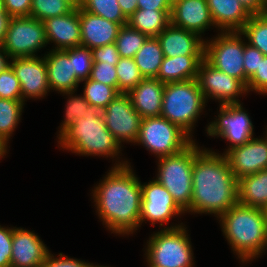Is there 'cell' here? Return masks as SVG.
I'll return each instance as SVG.
<instances>
[{"mask_svg": "<svg viewBox=\"0 0 267 267\" xmlns=\"http://www.w3.org/2000/svg\"><path fill=\"white\" fill-rule=\"evenodd\" d=\"M128 163L118 160L92 190L99 218L118 235L132 234L140 227L141 181Z\"/></svg>", "mask_w": 267, "mask_h": 267, "instance_id": "cell-1", "label": "cell"}, {"mask_svg": "<svg viewBox=\"0 0 267 267\" xmlns=\"http://www.w3.org/2000/svg\"><path fill=\"white\" fill-rule=\"evenodd\" d=\"M193 191L188 213L214 214L219 218L239 203L238 179L224 154L200 149L195 143Z\"/></svg>", "mask_w": 267, "mask_h": 267, "instance_id": "cell-2", "label": "cell"}, {"mask_svg": "<svg viewBox=\"0 0 267 267\" xmlns=\"http://www.w3.org/2000/svg\"><path fill=\"white\" fill-rule=\"evenodd\" d=\"M219 219L231 250L238 255L241 262L252 261L266 251L267 221L263 209L238 203Z\"/></svg>", "mask_w": 267, "mask_h": 267, "instance_id": "cell-3", "label": "cell"}, {"mask_svg": "<svg viewBox=\"0 0 267 267\" xmlns=\"http://www.w3.org/2000/svg\"><path fill=\"white\" fill-rule=\"evenodd\" d=\"M61 148L84 156L117 157L121 146L105 125L102 113H88L77 119L60 137Z\"/></svg>", "mask_w": 267, "mask_h": 267, "instance_id": "cell-4", "label": "cell"}, {"mask_svg": "<svg viewBox=\"0 0 267 267\" xmlns=\"http://www.w3.org/2000/svg\"><path fill=\"white\" fill-rule=\"evenodd\" d=\"M205 105L197 79L166 83L160 116L179 126L192 138L191 131Z\"/></svg>", "mask_w": 267, "mask_h": 267, "instance_id": "cell-5", "label": "cell"}, {"mask_svg": "<svg viewBox=\"0 0 267 267\" xmlns=\"http://www.w3.org/2000/svg\"><path fill=\"white\" fill-rule=\"evenodd\" d=\"M167 226L147 242L146 261L154 267H194L192 245L185 225Z\"/></svg>", "mask_w": 267, "mask_h": 267, "instance_id": "cell-6", "label": "cell"}, {"mask_svg": "<svg viewBox=\"0 0 267 267\" xmlns=\"http://www.w3.org/2000/svg\"><path fill=\"white\" fill-rule=\"evenodd\" d=\"M194 160L195 141L177 154L158 158L156 180L185 212L190 209L192 198Z\"/></svg>", "mask_w": 267, "mask_h": 267, "instance_id": "cell-7", "label": "cell"}, {"mask_svg": "<svg viewBox=\"0 0 267 267\" xmlns=\"http://www.w3.org/2000/svg\"><path fill=\"white\" fill-rule=\"evenodd\" d=\"M194 140L179 126L162 116L143 118L135 144L145 146L157 158L174 155Z\"/></svg>", "mask_w": 267, "mask_h": 267, "instance_id": "cell-8", "label": "cell"}, {"mask_svg": "<svg viewBox=\"0 0 267 267\" xmlns=\"http://www.w3.org/2000/svg\"><path fill=\"white\" fill-rule=\"evenodd\" d=\"M204 42V59L216 69L245 84L244 46L240 31L219 32Z\"/></svg>", "mask_w": 267, "mask_h": 267, "instance_id": "cell-9", "label": "cell"}, {"mask_svg": "<svg viewBox=\"0 0 267 267\" xmlns=\"http://www.w3.org/2000/svg\"><path fill=\"white\" fill-rule=\"evenodd\" d=\"M47 44L44 23L31 16L11 17L1 43L10 59L37 56Z\"/></svg>", "mask_w": 267, "mask_h": 267, "instance_id": "cell-10", "label": "cell"}, {"mask_svg": "<svg viewBox=\"0 0 267 267\" xmlns=\"http://www.w3.org/2000/svg\"><path fill=\"white\" fill-rule=\"evenodd\" d=\"M241 105H220L218 118L207 125L208 136L225 138L230 142L226 152L247 143L254 135L250 116Z\"/></svg>", "mask_w": 267, "mask_h": 267, "instance_id": "cell-11", "label": "cell"}, {"mask_svg": "<svg viewBox=\"0 0 267 267\" xmlns=\"http://www.w3.org/2000/svg\"><path fill=\"white\" fill-rule=\"evenodd\" d=\"M197 81L206 103L213 98L220 101L219 105L239 104L238 97L248 93L241 80L216 69L205 59L199 65Z\"/></svg>", "mask_w": 267, "mask_h": 267, "instance_id": "cell-12", "label": "cell"}, {"mask_svg": "<svg viewBox=\"0 0 267 267\" xmlns=\"http://www.w3.org/2000/svg\"><path fill=\"white\" fill-rule=\"evenodd\" d=\"M101 113L107 129L120 145L125 141L136 142L143 118L133 108L127 94L120 93Z\"/></svg>", "mask_w": 267, "mask_h": 267, "instance_id": "cell-13", "label": "cell"}, {"mask_svg": "<svg viewBox=\"0 0 267 267\" xmlns=\"http://www.w3.org/2000/svg\"><path fill=\"white\" fill-rule=\"evenodd\" d=\"M141 196L140 227L147 220L152 225L160 223V227L164 222L168 225L171 218L186 213L156 179L141 183Z\"/></svg>", "mask_w": 267, "mask_h": 267, "instance_id": "cell-14", "label": "cell"}, {"mask_svg": "<svg viewBox=\"0 0 267 267\" xmlns=\"http://www.w3.org/2000/svg\"><path fill=\"white\" fill-rule=\"evenodd\" d=\"M10 66L21 86L22 101L26 98H42L50 91L44 56L10 59Z\"/></svg>", "mask_w": 267, "mask_h": 267, "instance_id": "cell-15", "label": "cell"}, {"mask_svg": "<svg viewBox=\"0 0 267 267\" xmlns=\"http://www.w3.org/2000/svg\"><path fill=\"white\" fill-rule=\"evenodd\" d=\"M237 179L267 169V135L223 152Z\"/></svg>", "mask_w": 267, "mask_h": 267, "instance_id": "cell-16", "label": "cell"}, {"mask_svg": "<svg viewBox=\"0 0 267 267\" xmlns=\"http://www.w3.org/2000/svg\"><path fill=\"white\" fill-rule=\"evenodd\" d=\"M49 250L33 231L13 227L11 267H42Z\"/></svg>", "mask_w": 267, "mask_h": 267, "instance_id": "cell-17", "label": "cell"}, {"mask_svg": "<svg viewBox=\"0 0 267 267\" xmlns=\"http://www.w3.org/2000/svg\"><path fill=\"white\" fill-rule=\"evenodd\" d=\"M171 24L194 32L200 37L211 26L215 27L207 0H177L172 4Z\"/></svg>", "mask_w": 267, "mask_h": 267, "instance_id": "cell-18", "label": "cell"}, {"mask_svg": "<svg viewBox=\"0 0 267 267\" xmlns=\"http://www.w3.org/2000/svg\"><path fill=\"white\" fill-rule=\"evenodd\" d=\"M47 43H54L53 50H65L81 46V25L79 7L63 16L43 21Z\"/></svg>", "mask_w": 267, "mask_h": 267, "instance_id": "cell-19", "label": "cell"}, {"mask_svg": "<svg viewBox=\"0 0 267 267\" xmlns=\"http://www.w3.org/2000/svg\"><path fill=\"white\" fill-rule=\"evenodd\" d=\"M81 46L93 49L115 43L120 24L92 14L79 7Z\"/></svg>", "mask_w": 267, "mask_h": 267, "instance_id": "cell-20", "label": "cell"}, {"mask_svg": "<svg viewBox=\"0 0 267 267\" xmlns=\"http://www.w3.org/2000/svg\"><path fill=\"white\" fill-rule=\"evenodd\" d=\"M198 34L171 23L157 36L164 57L204 55V42Z\"/></svg>", "mask_w": 267, "mask_h": 267, "instance_id": "cell-21", "label": "cell"}, {"mask_svg": "<svg viewBox=\"0 0 267 267\" xmlns=\"http://www.w3.org/2000/svg\"><path fill=\"white\" fill-rule=\"evenodd\" d=\"M44 55L50 90L63 92L77 91L81 82L75 75L73 59L64 50H50Z\"/></svg>", "mask_w": 267, "mask_h": 267, "instance_id": "cell-22", "label": "cell"}, {"mask_svg": "<svg viewBox=\"0 0 267 267\" xmlns=\"http://www.w3.org/2000/svg\"><path fill=\"white\" fill-rule=\"evenodd\" d=\"M165 84L156 78H144L127 95L142 118L159 117Z\"/></svg>", "mask_w": 267, "mask_h": 267, "instance_id": "cell-23", "label": "cell"}, {"mask_svg": "<svg viewBox=\"0 0 267 267\" xmlns=\"http://www.w3.org/2000/svg\"><path fill=\"white\" fill-rule=\"evenodd\" d=\"M207 5L221 32L241 31L252 16L238 0H207Z\"/></svg>", "mask_w": 267, "mask_h": 267, "instance_id": "cell-24", "label": "cell"}, {"mask_svg": "<svg viewBox=\"0 0 267 267\" xmlns=\"http://www.w3.org/2000/svg\"><path fill=\"white\" fill-rule=\"evenodd\" d=\"M203 59L204 55L164 57L156 79L164 84L197 79Z\"/></svg>", "mask_w": 267, "mask_h": 267, "instance_id": "cell-25", "label": "cell"}, {"mask_svg": "<svg viewBox=\"0 0 267 267\" xmlns=\"http://www.w3.org/2000/svg\"><path fill=\"white\" fill-rule=\"evenodd\" d=\"M239 203L261 208L267 205V169L238 179Z\"/></svg>", "mask_w": 267, "mask_h": 267, "instance_id": "cell-26", "label": "cell"}, {"mask_svg": "<svg viewBox=\"0 0 267 267\" xmlns=\"http://www.w3.org/2000/svg\"><path fill=\"white\" fill-rule=\"evenodd\" d=\"M171 10L137 9L129 18L128 24L148 35L157 37L170 23Z\"/></svg>", "mask_w": 267, "mask_h": 267, "instance_id": "cell-27", "label": "cell"}, {"mask_svg": "<svg viewBox=\"0 0 267 267\" xmlns=\"http://www.w3.org/2000/svg\"><path fill=\"white\" fill-rule=\"evenodd\" d=\"M164 54L157 37H149L135 54L134 60L144 78H157Z\"/></svg>", "mask_w": 267, "mask_h": 267, "instance_id": "cell-28", "label": "cell"}, {"mask_svg": "<svg viewBox=\"0 0 267 267\" xmlns=\"http://www.w3.org/2000/svg\"><path fill=\"white\" fill-rule=\"evenodd\" d=\"M23 106L22 100L0 98V138L7 144L20 121Z\"/></svg>", "mask_w": 267, "mask_h": 267, "instance_id": "cell-29", "label": "cell"}, {"mask_svg": "<svg viewBox=\"0 0 267 267\" xmlns=\"http://www.w3.org/2000/svg\"><path fill=\"white\" fill-rule=\"evenodd\" d=\"M75 92H63V95L69 96L67 100L66 110H65V119L60 124V130L58 136L60 137L67 129H69L77 119L88 117V113H101L100 110L91 106L84 95L82 96H73Z\"/></svg>", "mask_w": 267, "mask_h": 267, "instance_id": "cell-30", "label": "cell"}, {"mask_svg": "<svg viewBox=\"0 0 267 267\" xmlns=\"http://www.w3.org/2000/svg\"><path fill=\"white\" fill-rule=\"evenodd\" d=\"M240 32L247 43L267 56V13L252 14Z\"/></svg>", "mask_w": 267, "mask_h": 267, "instance_id": "cell-31", "label": "cell"}, {"mask_svg": "<svg viewBox=\"0 0 267 267\" xmlns=\"http://www.w3.org/2000/svg\"><path fill=\"white\" fill-rule=\"evenodd\" d=\"M148 38V35L132 28L129 24L122 25L115 40L120 58H134Z\"/></svg>", "mask_w": 267, "mask_h": 267, "instance_id": "cell-32", "label": "cell"}, {"mask_svg": "<svg viewBox=\"0 0 267 267\" xmlns=\"http://www.w3.org/2000/svg\"><path fill=\"white\" fill-rule=\"evenodd\" d=\"M83 81L85 84L83 91L84 98L91 106H94L100 111H103L120 94L118 88H113L112 86L96 82L89 78Z\"/></svg>", "mask_w": 267, "mask_h": 267, "instance_id": "cell-33", "label": "cell"}, {"mask_svg": "<svg viewBox=\"0 0 267 267\" xmlns=\"http://www.w3.org/2000/svg\"><path fill=\"white\" fill-rule=\"evenodd\" d=\"M79 7L121 26L128 24V19L122 13L118 0H81Z\"/></svg>", "mask_w": 267, "mask_h": 267, "instance_id": "cell-34", "label": "cell"}, {"mask_svg": "<svg viewBox=\"0 0 267 267\" xmlns=\"http://www.w3.org/2000/svg\"><path fill=\"white\" fill-rule=\"evenodd\" d=\"M115 67L120 93L127 94L144 79L134 58H120Z\"/></svg>", "mask_w": 267, "mask_h": 267, "instance_id": "cell-35", "label": "cell"}, {"mask_svg": "<svg viewBox=\"0 0 267 267\" xmlns=\"http://www.w3.org/2000/svg\"><path fill=\"white\" fill-rule=\"evenodd\" d=\"M73 9L66 0H32L30 16L43 22L51 17L66 15Z\"/></svg>", "mask_w": 267, "mask_h": 267, "instance_id": "cell-36", "label": "cell"}, {"mask_svg": "<svg viewBox=\"0 0 267 267\" xmlns=\"http://www.w3.org/2000/svg\"><path fill=\"white\" fill-rule=\"evenodd\" d=\"M69 59H73V66L76 77L83 82L90 76V72L93 66L92 50L79 46L64 50Z\"/></svg>", "mask_w": 267, "mask_h": 267, "instance_id": "cell-37", "label": "cell"}, {"mask_svg": "<svg viewBox=\"0 0 267 267\" xmlns=\"http://www.w3.org/2000/svg\"><path fill=\"white\" fill-rule=\"evenodd\" d=\"M0 98L22 100L21 86L11 66L0 73Z\"/></svg>", "mask_w": 267, "mask_h": 267, "instance_id": "cell-38", "label": "cell"}, {"mask_svg": "<svg viewBox=\"0 0 267 267\" xmlns=\"http://www.w3.org/2000/svg\"><path fill=\"white\" fill-rule=\"evenodd\" d=\"M89 79L118 88L116 67L104 62H93Z\"/></svg>", "mask_w": 267, "mask_h": 267, "instance_id": "cell-39", "label": "cell"}, {"mask_svg": "<svg viewBox=\"0 0 267 267\" xmlns=\"http://www.w3.org/2000/svg\"><path fill=\"white\" fill-rule=\"evenodd\" d=\"M265 55L257 48L251 46L249 43H246L244 46L243 54V64L245 70V85L247 86L248 80L254 75L260 60L263 59Z\"/></svg>", "mask_w": 267, "mask_h": 267, "instance_id": "cell-40", "label": "cell"}, {"mask_svg": "<svg viewBox=\"0 0 267 267\" xmlns=\"http://www.w3.org/2000/svg\"><path fill=\"white\" fill-rule=\"evenodd\" d=\"M247 90L267 94V56L260 60L258 69L247 82Z\"/></svg>", "mask_w": 267, "mask_h": 267, "instance_id": "cell-41", "label": "cell"}, {"mask_svg": "<svg viewBox=\"0 0 267 267\" xmlns=\"http://www.w3.org/2000/svg\"><path fill=\"white\" fill-rule=\"evenodd\" d=\"M13 228L0 225V267H11Z\"/></svg>", "mask_w": 267, "mask_h": 267, "instance_id": "cell-42", "label": "cell"}, {"mask_svg": "<svg viewBox=\"0 0 267 267\" xmlns=\"http://www.w3.org/2000/svg\"><path fill=\"white\" fill-rule=\"evenodd\" d=\"M93 62H104L116 66L120 55L115 43L92 49Z\"/></svg>", "mask_w": 267, "mask_h": 267, "instance_id": "cell-43", "label": "cell"}, {"mask_svg": "<svg viewBox=\"0 0 267 267\" xmlns=\"http://www.w3.org/2000/svg\"><path fill=\"white\" fill-rule=\"evenodd\" d=\"M90 263L82 260L73 259L71 257L59 253L58 257H54L50 252L47 254L42 267H88Z\"/></svg>", "mask_w": 267, "mask_h": 267, "instance_id": "cell-44", "label": "cell"}, {"mask_svg": "<svg viewBox=\"0 0 267 267\" xmlns=\"http://www.w3.org/2000/svg\"><path fill=\"white\" fill-rule=\"evenodd\" d=\"M32 0H4L5 11L10 17L30 16Z\"/></svg>", "mask_w": 267, "mask_h": 267, "instance_id": "cell-45", "label": "cell"}, {"mask_svg": "<svg viewBox=\"0 0 267 267\" xmlns=\"http://www.w3.org/2000/svg\"><path fill=\"white\" fill-rule=\"evenodd\" d=\"M139 9L147 10H171L172 4L169 0H137Z\"/></svg>", "mask_w": 267, "mask_h": 267, "instance_id": "cell-46", "label": "cell"}, {"mask_svg": "<svg viewBox=\"0 0 267 267\" xmlns=\"http://www.w3.org/2000/svg\"><path fill=\"white\" fill-rule=\"evenodd\" d=\"M251 14L266 13L267 0H238Z\"/></svg>", "mask_w": 267, "mask_h": 267, "instance_id": "cell-47", "label": "cell"}, {"mask_svg": "<svg viewBox=\"0 0 267 267\" xmlns=\"http://www.w3.org/2000/svg\"><path fill=\"white\" fill-rule=\"evenodd\" d=\"M118 4L127 19L138 9L137 0H118Z\"/></svg>", "mask_w": 267, "mask_h": 267, "instance_id": "cell-48", "label": "cell"}, {"mask_svg": "<svg viewBox=\"0 0 267 267\" xmlns=\"http://www.w3.org/2000/svg\"><path fill=\"white\" fill-rule=\"evenodd\" d=\"M10 19L8 14H0V44L4 40Z\"/></svg>", "mask_w": 267, "mask_h": 267, "instance_id": "cell-49", "label": "cell"}, {"mask_svg": "<svg viewBox=\"0 0 267 267\" xmlns=\"http://www.w3.org/2000/svg\"><path fill=\"white\" fill-rule=\"evenodd\" d=\"M9 58L10 56L4 51L2 45L0 44V73L10 67V62L7 60Z\"/></svg>", "mask_w": 267, "mask_h": 267, "instance_id": "cell-50", "label": "cell"}, {"mask_svg": "<svg viewBox=\"0 0 267 267\" xmlns=\"http://www.w3.org/2000/svg\"><path fill=\"white\" fill-rule=\"evenodd\" d=\"M7 147H8L7 143L3 139L0 138V158L1 159L5 157L6 153H8Z\"/></svg>", "mask_w": 267, "mask_h": 267, "instance_id": "cell-51", "label": "cell"}, {"mask_svg": "<svg viewBox=\"0 0 267 267\" xmlns=\"http://www.w3.org/2000/svg\"><path fill=\"white\" fill-rule=\"evenodd\" d=\"M66 1H68L74 8L79 7L81 3V0H66Z\"/></svg>", "mask_w": 267, "mask_h": 267, "instance_id": "cell-52", "label": "cell"}, {"mask_svg": "<svg viewBox=\"0 0 267 267\" xmlns=\"http://www.w3.org/2000/svg\"><path fill=\"white\" fill-rule=\"evenodd\" d=\"M0 14H7L4 7V0H0Z\"/></svg>", "mask_w": 267, "mask_h": 267, "instance_id": "cell-53", "label": "cell"}, {"mask_svg": "<svg viewBox=\"0 0 267 267\" xmlns=\"http://www.w3.org/2000/svg\"><path fill=\"white\" fill-rule=\"evenodd\" d=\"M263 210H264V214H265L266 221H267V205L263 208Z\"/></svg>", "mask_w": 267, "mask_h": 267, "instance_id": "cell-54", "label": "cell"}, {"mask_svg": "<svg viewBox=\"0 0 267 267\" xmlns=\"http://www.w3.org/2000/svg\"><path fill=\"white\" fill-rule=\"evenodd\" d=\"M88 267H106V266H100V265H93V263H91Z\"/></svg>", "mask_w": 267, "mask_h": 267, "instance_id": "cell-55", "label": "cell"}, {"mask_svg": "<svg viewBox=\"0 0 267 267\" xmlns=\"http://www.w3.org/2000/svg\"><path fill=\"white\" fill-rule=\"evenodd\" d=\"M170 1V3L171 4H173L175 1H177V0H169Z\"/></svg>", "mask_w": 267, "mask_h": 267, "instance_id": "cell-56", "label": "cell"}]
</instances>
